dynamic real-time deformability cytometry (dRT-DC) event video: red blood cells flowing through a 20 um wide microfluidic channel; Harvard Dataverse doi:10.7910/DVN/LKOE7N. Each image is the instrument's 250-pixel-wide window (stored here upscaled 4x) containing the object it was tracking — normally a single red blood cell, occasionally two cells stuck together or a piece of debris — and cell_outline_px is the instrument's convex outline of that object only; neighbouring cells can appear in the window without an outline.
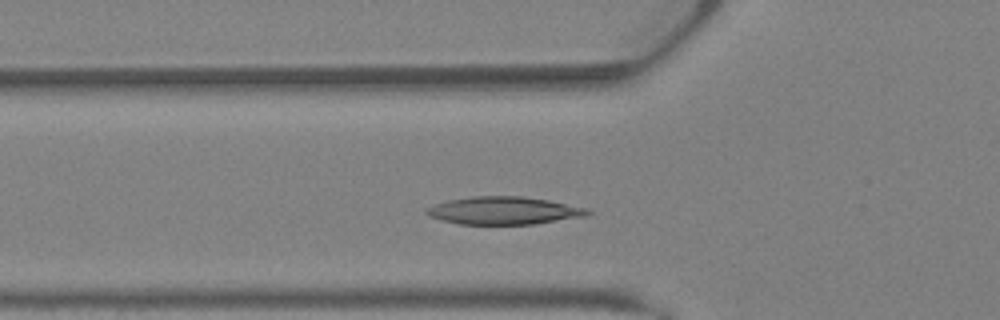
{"species": "Egyptian fruit bat (a non-hibernating species)", "species_latin": "Rousettus aegyptiacus", "temperature_condition": "warm", "stored_images_in_passage": 24, "camera_frame_rate_fps": 3000, "um_per_image_px": 0.085, "animal": {"sex": "female"}, "frame": {"image": 1, "passage_image": 6, "time_ms": 1.667, "image_size_px": [1000, 320], "cell_outline_px": [[592, 212], [588, 216], [532, 224], [460, 224], [428, 216], [424, 212], [424, 208], [448, 200], [472, 196], [520, 196], [548, 200], [588, 208]], "centroid_in_image_um": [42.83, 17.9], "position_along_channel_um": 83.0, "area_um2": 26.01}}
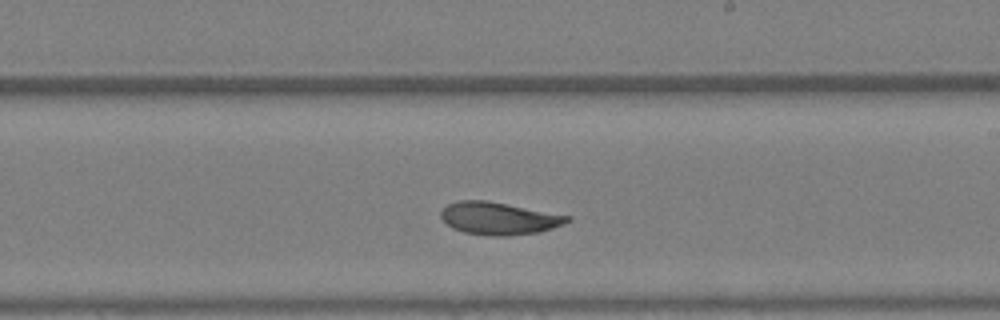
{"frame": {"image": 2, "passage_image": 15, "time_ms": 4.667, "image_size_px": [1000, 320], "cell_outline_px": [[572, 220], [552, 228], [540, 232], [508, 236], [492, 236], [464, 232], [452, 228], [440, 216], [440, 212], [448, 204], [460, 200], [488, 200], [572, 216]], "centroid_in_image_um": [42.43, 18.56], "position_along_channel_um": 246.6, "area_um2": 23.99}}
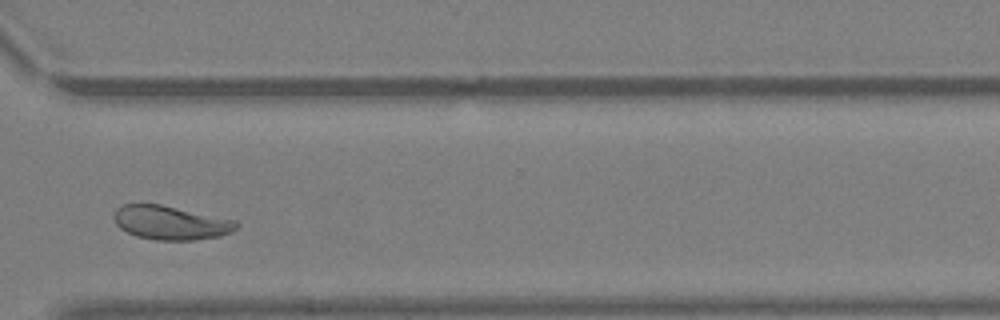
{"frame": {"image": 3, "passage_image": 21, "time_ms": 6.667, "image_size_px": [1000, 320], "cell_outline_px": [[240, 224], [232, 232], [220, 236], [196, 240], [156, 240], [136, 236], [120, 228], [116, 224], [112, 216], [116, 208], [124, 204], [160, 204], [236, 220]], "centroid_in_image_um": [14.51, 18.93], "position_along_channel_um": 356.1, "area_um2": 24.28}}